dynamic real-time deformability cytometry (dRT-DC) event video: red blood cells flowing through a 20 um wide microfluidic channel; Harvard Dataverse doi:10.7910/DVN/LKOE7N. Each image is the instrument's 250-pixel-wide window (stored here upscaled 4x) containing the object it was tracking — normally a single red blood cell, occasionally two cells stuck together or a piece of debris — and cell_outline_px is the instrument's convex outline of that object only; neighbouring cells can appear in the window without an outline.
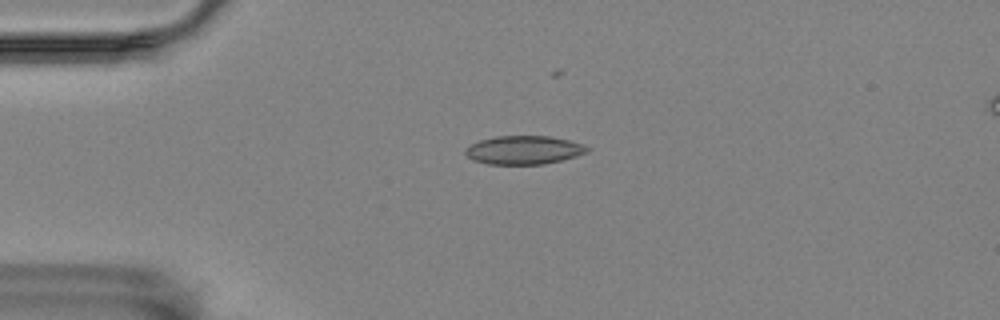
{"species": "Egyptian fruit bat (a non-hibernating species)", "species_latin": "Rousettus aegyptiacus", "temperature_condition": "room temperature", "stored_images_in_passage": 39, "camera_frame_rate_fps": 3000, "um_per_image_px": 0.085, "animal": {"sex": "female"}, "frame": {"image": 1, "passage_image": 8, "time_ms": 2.333, "image_size_px": [1000, 320], "cell_outline_px": [[592, 148], [588, 152], [576, 156], [544, 164], [488, 164], [472, 160], [464, 152], [464, 148], [480, 140], [496, 136], [548, 136], [568, 140], [584, 144]], "centroid_in_image_um": [44.53, 12.75], "position_along_channel_um": 40.5, "area_um2": 20.29}}
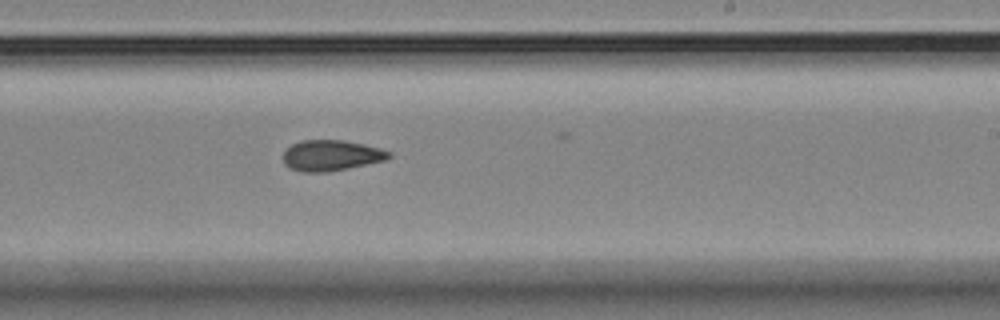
{"frame": {"image": 2, "passage_image": 29, "time_ms": 9.333, "image_size_px": [1000, 320], "cell_outline_px": [[392, 156], [384, 160], [348, 168], [328, 172], [304, 172], [292, 168], [284, 164], [284, 152], [292, 144], [300, 140], [344, 140], [364, 144], [380, 148], [392, 152]], "centroid_in_image_um": [28.17, 13.2], "position_along_channel_um": 260.8, "area_um2": 18.84}}
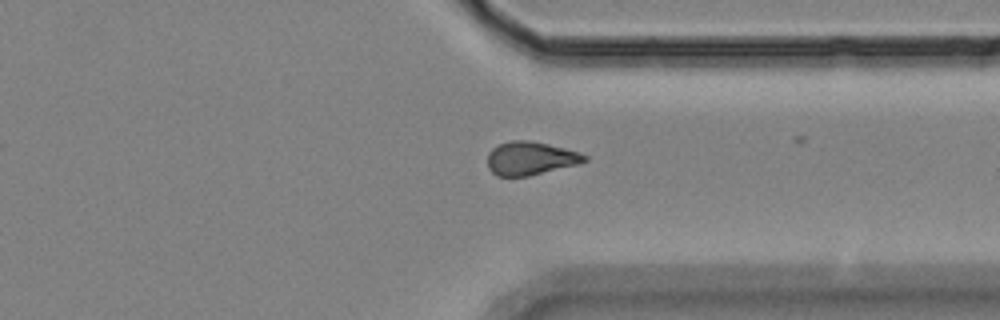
{"frame": {"image": 3, "passage_image": 38, "time_ms": 12.333, "image_size_px": [1000, 320], "cell_outline_px": [[588, 160], [576, 164], [528, 176], [496, 176], [488, 168], [488, 152], [492, 148], [500, 144], [512, 140], [528, 140], [548, 144], [564, 148], [588, 156]], "centroid_in_image_um": [45.05, 13.45], "position_along_channel_um": 366.4, "area_um2": 18.61}}